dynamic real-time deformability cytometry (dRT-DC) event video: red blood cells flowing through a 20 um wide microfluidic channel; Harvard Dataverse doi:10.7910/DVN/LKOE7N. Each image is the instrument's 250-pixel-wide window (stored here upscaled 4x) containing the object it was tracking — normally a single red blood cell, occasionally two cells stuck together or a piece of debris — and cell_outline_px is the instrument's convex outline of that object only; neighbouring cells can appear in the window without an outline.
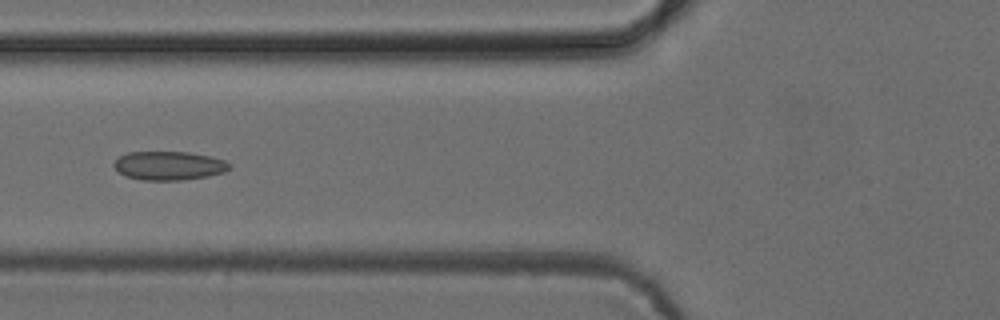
{"species": "common noctule bat (a hibernating species)", "species_latin": "Nyctalus noctula", "temperature_condition": "cold", "stored_images_in_passage": 6, "camera_frame_rate_fps": 3000, "um_per_image_px": 0.085, "animal": {"sex": "female", "body_mass_g": 24.6, "forearm_length_mm": 56.2}, "frame": {"image": 1, "passage_image": 5, "time_ms": 5.0, "image_size_px": [1000, 320], "cell_outline_px": [[232, 164], [224, 172], [208, 176], [180, 180], [144, 180], [124, 176], [112, 164], [120, 156], [128, 152], [188, 152], [212, 156], [224, 160]], "centroid_in_image_um": [14.37, 14.08], "position_along_channel_um": 111.4, "area_um2": 19.31}}
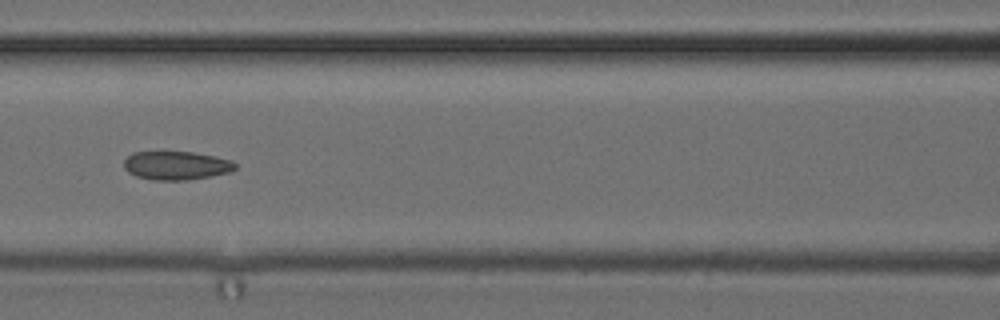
{"frame": {"image": 2, "passage_image": 6, "time_ms": 6.0, "image_size_px": [1000, 320], "cell_outline_px": [[236, 168], [232, 172], [212, 176], [188, 180], [152, 180], [136, 176], [128, 172], [124, 168], [124, 160], [132, 152], [192, 152], [232, 160], [236, 164]], "centroid_in_image_um": [14.99, 14.08], "position_along_channel_um": 151.6, "area_um2": 18.61}}